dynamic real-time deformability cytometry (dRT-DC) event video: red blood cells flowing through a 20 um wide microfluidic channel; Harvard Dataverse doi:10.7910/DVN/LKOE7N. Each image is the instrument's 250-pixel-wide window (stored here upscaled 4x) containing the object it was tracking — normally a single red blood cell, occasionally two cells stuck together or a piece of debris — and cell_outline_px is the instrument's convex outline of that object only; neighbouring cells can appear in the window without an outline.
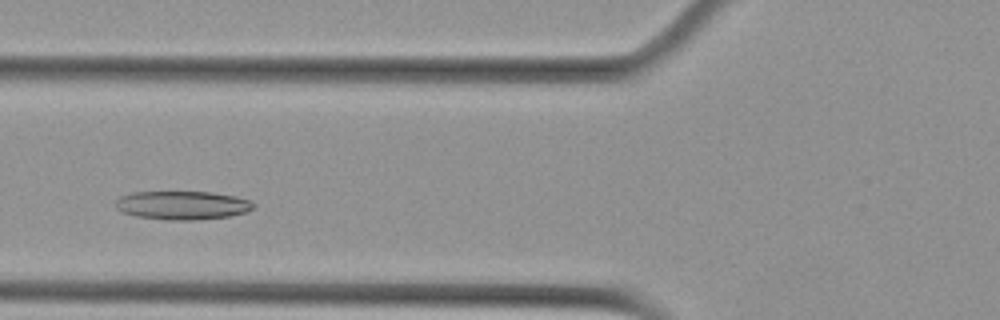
{"species": "Egyptian fruit bat (a non-hibernating species)", "species_latin": "Rousettus aegyptiacus", "temperature_condition": "cold", "stored_images_in_passage": 9, "camera_frame_rate_fps": 3000, "um_per_image_px": 0.085, "animal": {"sex": "female"}, "frame": {"image": 1, "passage_image": 4, "time_ms": 1.0, "image_size_px": [1000, 320], "cell_outline_px": [[256, 204], [252, 208], [244, 212], [232, 216], [196, 220], [168, 220], [136, 216], [120, 212], [116, 208], [116, 200], [120, 196], [132, 192], [212, 192], [236, 196], [252, 200]], "centroid_in_image_um": [15.51, 17.45], "position_along_channel_um": 110.3, "area_um2": 23.18}}
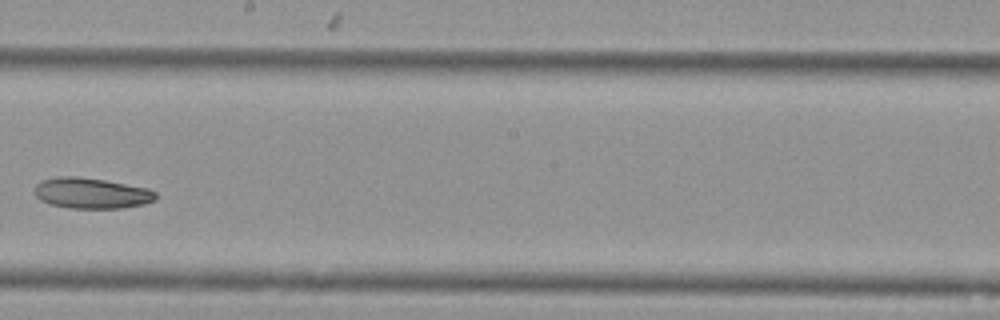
{"frame": {"image": 2, "passage_image": 7, "time_ms": 2.0, "image_size_px": [1000, 320], "cell_outline_px": [[156, 200], [144, 204], [120, 208], [68, 208], [48, 204], [40, 200], [32, 192], [36, 184], [40, 180], [56, 176], [76, 176], [104, 180], [148, 188], [156, 192]], "centroid_in_image_um": [7.72, 16.42], "position_along_channel_um": 240.5, "area_um2": 21.96}}
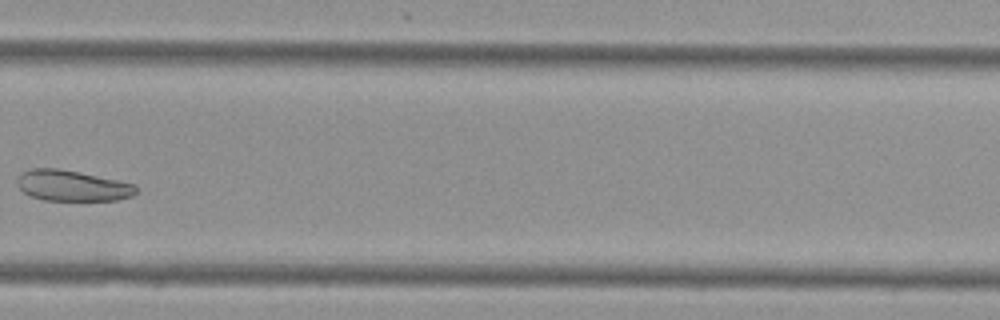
{"frame": {"image": 3, "passage_image": 9, "time_ms": 2.667, "image_size_px": [1000, 320], "cell_outline_px": [[136, 192], [132, 196], [116, 200], [44, 200], [28, 196], [16, 184], [16, 180], [28, 168], [56, 168], [80, 172], [136, 184]], "centroid_in_image_um": [6.12, 15.78], "position_along_channel_um": 323.7, "area_um2": 21.33}}